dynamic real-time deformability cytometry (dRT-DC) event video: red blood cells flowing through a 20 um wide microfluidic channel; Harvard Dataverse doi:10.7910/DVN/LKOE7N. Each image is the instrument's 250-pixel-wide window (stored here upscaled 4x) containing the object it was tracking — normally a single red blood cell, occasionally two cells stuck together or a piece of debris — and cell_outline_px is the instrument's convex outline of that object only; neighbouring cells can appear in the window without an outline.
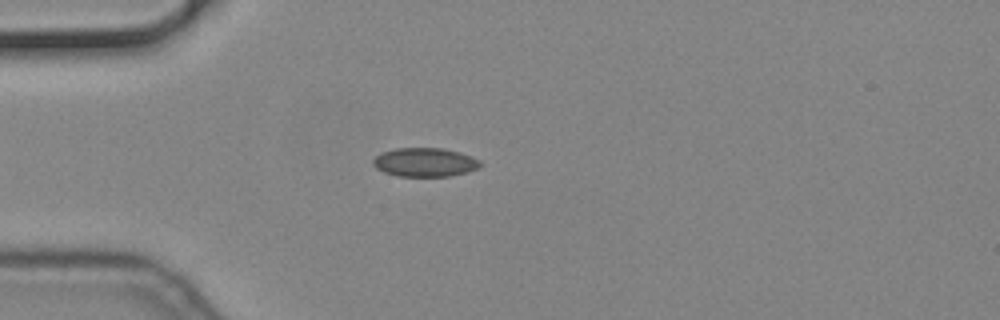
{"species": "common noctule bat (a hibernating species)", "species_latin": "Nyctalus noctula", "temperature_condition": "cold", "stored_images_in_passage": 46, "camera_frame_rate_fps": 3000, "um_per_image_px": 0.085, "animal": {"sex": "male", "body_mass_g": 19.2, "forearm_length_mm": 51.8}, "frame": {"image": 1, "passage_image": 12, "time_ms": 3.667, "image_size_px": [1000, 320], "cell_outline_px": [[480, 168], [468, 172], [452, 176], [396, 176], [384, 172], [376, 168], [372, 164], [372, 160], [376, 156], [384, 152], [396, 148], [444, 148], [460, 152], [472, 156], [480, 160]], "centroid_in_image_um": [36.14, 13.79], "position_along_channel_um": 48.9, "area_um2": 18.15}}
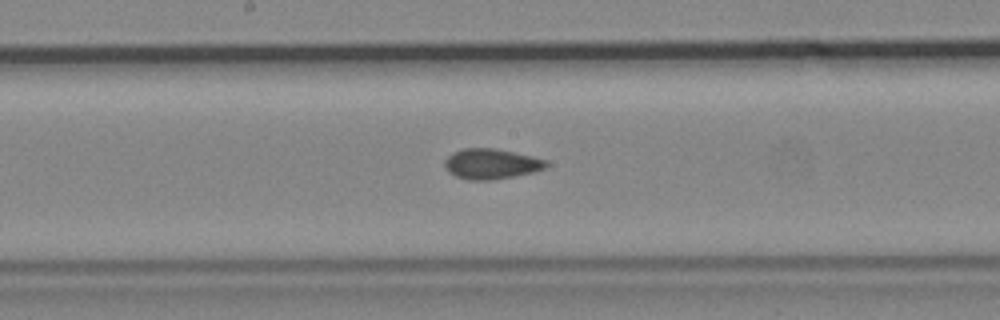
{"frame": {"image": 2, "passage_image": 26, "time_ms": 8.333, "image_size_px": [1000, 320], "cell_outline_px": [[548, 168], [532, 172], [492, 180], [468, 180], [456, 176], [448, 172], [444, 168], [444, 160], [452, 152], [464, 148], [496, 148], [532, 156], [548, 160]], "centroid_in_image_um": [41.74, 13.92], "position_along_channel_um": 206.5, "area_um2": 18.09}}
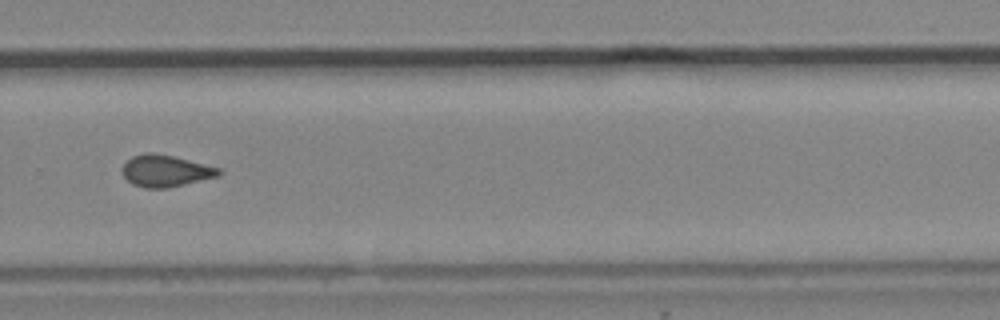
{"frame": {"image": 3, "passage_image": 35, "time_ms": 11.333, "image_size_px": [1000, 320], "cell_outline_px": [[224, 172], [220, 176], [168, 188], [144, 188], [132, 184], [124, 176], [120, 168], [132, 156], [148, 152], [152, 152], [172, 156], [220, 168]], "centroid_in_image_um": [14.08, 14.53], "position_along_channel_um": 315.7, "area_um2": 17.92}}